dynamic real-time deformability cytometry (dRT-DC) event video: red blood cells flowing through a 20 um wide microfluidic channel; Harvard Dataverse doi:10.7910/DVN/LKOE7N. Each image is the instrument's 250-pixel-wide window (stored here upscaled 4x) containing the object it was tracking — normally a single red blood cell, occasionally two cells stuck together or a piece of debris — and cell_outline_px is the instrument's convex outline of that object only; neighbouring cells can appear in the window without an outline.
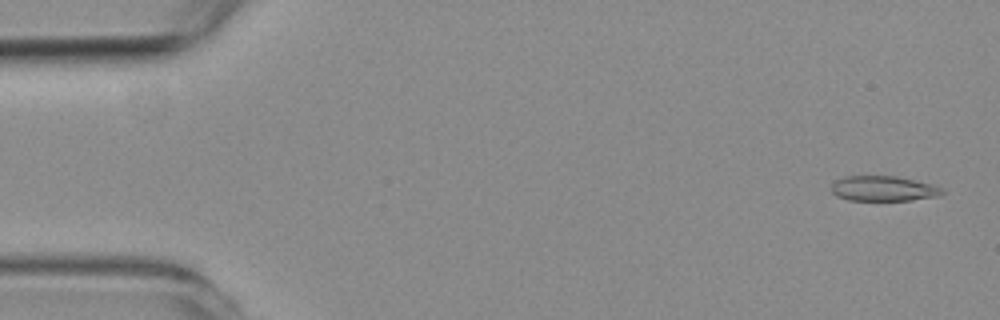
{"species": "common noctule bat (a hibernating species)", "species_latin": "Nyctalus noctula", "temperature_condition": "room temperature", "stored_images_in_passage": 22, "camera_frame_rate_fps": 3000, "um_per_image_px": 0.085, "animal": {"sex": "female", "body_mass_g": 19.3, "forearm_length_mm": 54.1}, "frame": {"image": 1, "passage_image": 2, "time_ms": 0.333, "image_size_px": [1000, 320], "cell_outline_px": [[944, 192], [940, 196], [912, 200], [848, 200], [836, 196], [832, 192], [832, 184], [836, 180], [844, 176], [896, 176], [944, 188]], "centroid_in_image_um": [75.07, 16.03], "position_along_channel_um": 9.9, "area_um2": 16.13}}
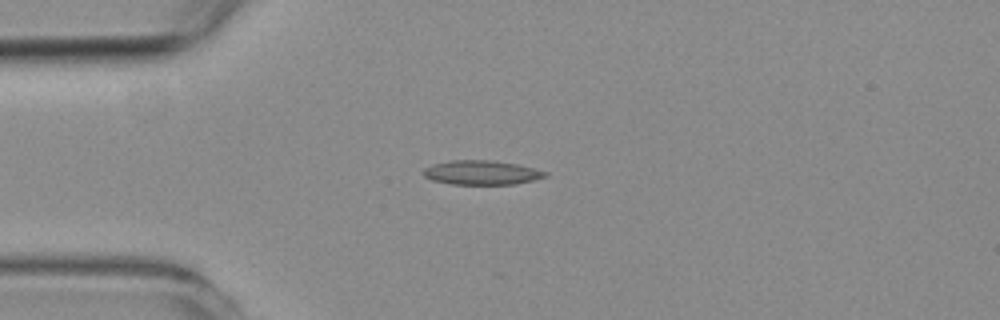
{"frame": {"image": 2, "passage_image": 14, "time_ms": 4.333, "image_size_px": [1000, 320], "cell_outline_px": [[548, 176], [516, 184], [452, 184], [432, 180], [424, 176], [420, 172], [424, 168], [432, 164], [452, 160], [492, 160], [516, 164], [548, 172]], "centroid_in_image_um": [40.89, 14.67], "position_along_channel_um": 44.1, "area_um2": 17.22}}
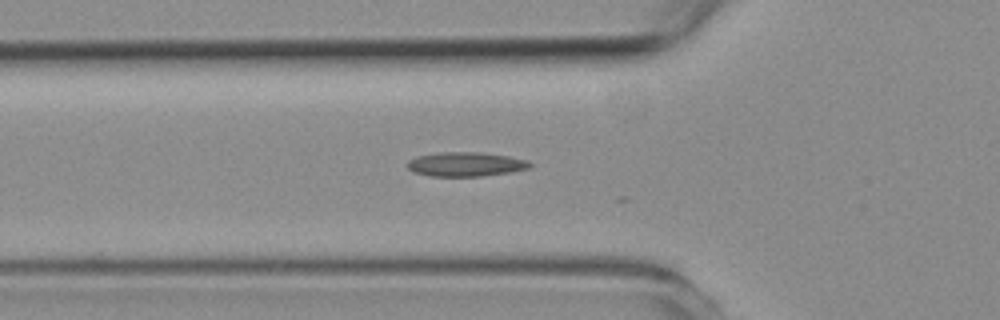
{"frame": {"image": 3, "passage_image": 19, "time_ms": 6.0, "image_size_px": [1000, 320], "cell_outline_px": [[532, 168], [512, 172], [484, 176], [428, 176], [412, 172], [408, 168], [408, 160], [416, 156], [440, 152], [480, 152], [508, 156], [528, 160], [532, 164]], "centroid_in_image_um": [39.6, 13.96], "position_along_channel_um": 86.2, "area_um2": 17.57}}